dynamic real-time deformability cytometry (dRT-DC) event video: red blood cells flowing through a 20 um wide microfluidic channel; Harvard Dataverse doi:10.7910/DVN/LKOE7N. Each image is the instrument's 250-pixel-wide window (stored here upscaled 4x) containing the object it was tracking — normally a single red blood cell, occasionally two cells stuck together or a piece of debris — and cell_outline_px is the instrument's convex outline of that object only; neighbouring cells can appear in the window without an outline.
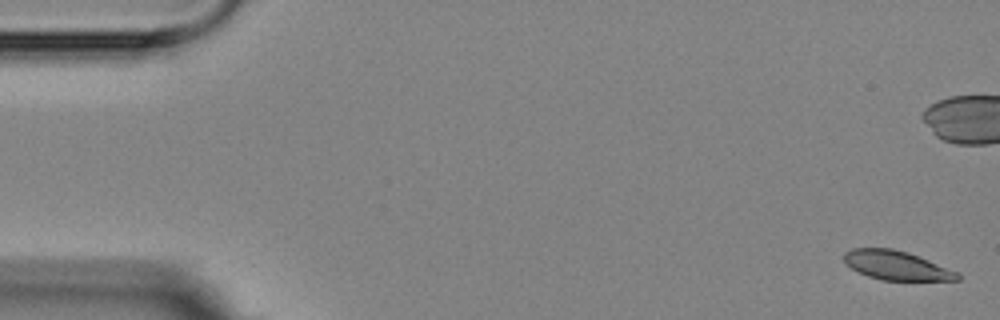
{"species": "Egyptian fruit bat (a non-hibernating species)", "species_latin": "Rousettus aegyptiacus", "temperature_condition": "room temperature", "stored_images_in_passage": 6, "camera_frame_rate_fps": 3000, "um_per_image_px": 0.085, "animal": {"sex": "female"}, "frame": {"image": 1, "passage_image": 1, "time_ms": 0.0, "image_size_px": [1000, 320], "cell_outline_px": [[960, 280], [880, 280], [868, 276], [844, 264], [844, 252], [852, 248], [892, 248], [908, 252], [960, 272]], "centroid_in_image_um": [76.21, 22.55], "position_along_channel_um": 8.8, "area_um2": 19.31}}